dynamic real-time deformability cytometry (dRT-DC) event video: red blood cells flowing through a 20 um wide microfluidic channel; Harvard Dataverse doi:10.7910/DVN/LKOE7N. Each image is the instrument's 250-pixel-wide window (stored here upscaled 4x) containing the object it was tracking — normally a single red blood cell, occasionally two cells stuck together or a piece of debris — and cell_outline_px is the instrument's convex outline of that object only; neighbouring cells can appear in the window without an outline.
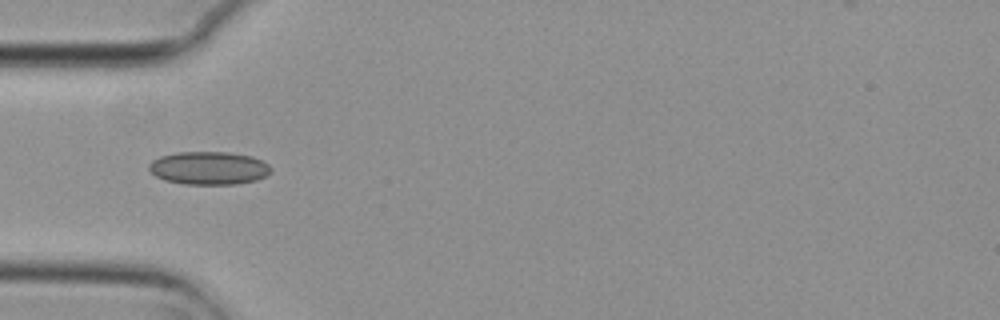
{"species": "common noctule bat (a hibernating species)", "species_latin": "Nyctalus noctula", "temperature_condition": "cold", "stored_images_in_passage": 5, "camera_frame_rate_fps": 3000, "um_per_image_px": 0.085, "animal": {"sex": "female", "body_mass_g": 29.2, "forearm_length_mm": 56.3}, "frame": {"image": 1, "passage_image": 3, "time_ms": 0.667, "image_size_px": [1000, 320], "cell_outline_px": [[272, 172], [256, 180], [236, 184], [184, 184], [164, 180], [156, 176], [148, 168], [148, 164], [152, 160], [160, 156], [176, 152], [228, 152], [252, 156], [268, 164], [272, 168]], "centroid_in_image_um": [17.74, 14.28], "position_along_channel_um": 67.3, "area_um2": 23.58}}
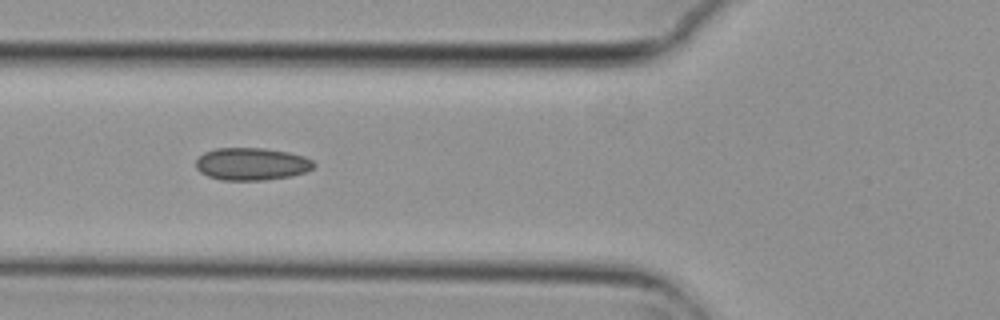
{"frame": {"image": 2, "passage_image": 4, "time_ms": 1.0, "image_size_px": [1000, 320], "cell_outline_px": [[316, 164], [312, 168], [304, 172], [292, 176], [264, 180], [220, 180], [208, 176], [200, 172], [196, 168], [196, 160], [204, 152], [216, 148], [264, 148], [288, 152], [304, 156], [312, 160]], "centroid_in_image_um": [21.38, 13.94], "position_along_channel_um": 104.4, "area_um2": 22.37}}
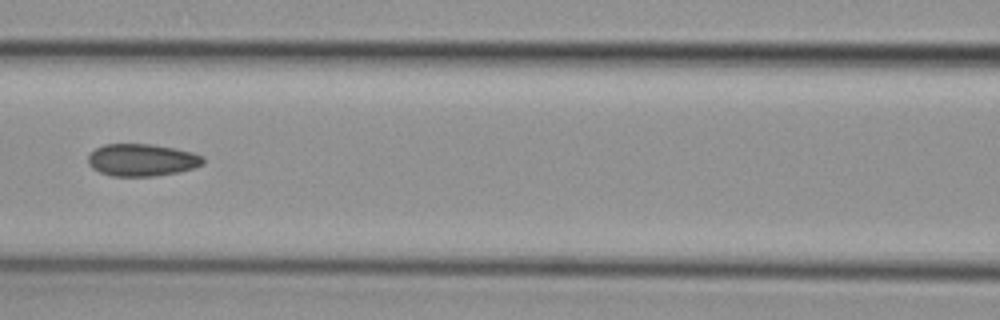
{"frame": {"image": 3, "passage_image": 5, "time_ms": 1.333, "image_size_px": [1000, 320], "cell_outline_px": [[204, 164], [196, 168], [180, 172], [156, 176], [112, 176], [100, 172], [92, 168], [88, 164], [88, 156], [96, 148], [104, 144], [152, 144], [192, 152], [204, 156]], "centroid_in_image_um": [12.09, 13.61], "position_along_channel_um": 154.5, "area_um2": 21.79}}